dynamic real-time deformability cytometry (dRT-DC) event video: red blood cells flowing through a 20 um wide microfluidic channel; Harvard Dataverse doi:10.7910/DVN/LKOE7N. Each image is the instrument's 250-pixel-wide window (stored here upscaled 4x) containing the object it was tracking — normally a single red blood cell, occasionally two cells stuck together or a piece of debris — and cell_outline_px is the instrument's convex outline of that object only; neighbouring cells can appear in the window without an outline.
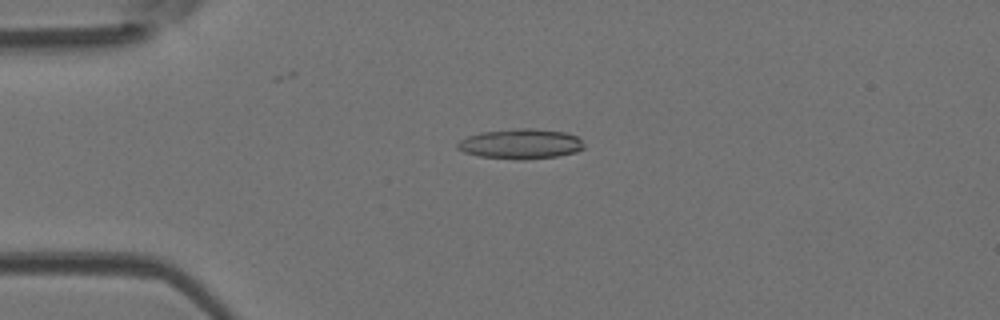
{"species": "Egyptian fruit bat (a non-hibernating species)", "species_latin": "Rousettus aegyptiacus", "temperature_condition": "room temperature", "stored_images_in_passage": 52, "camera_frame_rate_fps": 3000, "um_per_image_px": 0.085, "animal": {"sex": "female"}, "frame": {"image": 1, "passage_image": 13, "time_ms": 4.0, "image_size_px": [1000, 320], "cell_outline_px": [[584, 148], [576, 152], [556, 156], [524, 160], [520, 160], [480, 156], [464, 152], [456, 148], [456, 144], [460, 140], [468, 136], [480, 132], [520, 128], [532, 128], [564, 132], [576, 136], [584, 144]], "centroid_in_image_um": [44.24, 12.23], "position_along_channel_um": 40.8, "area_um2": 22.08}}
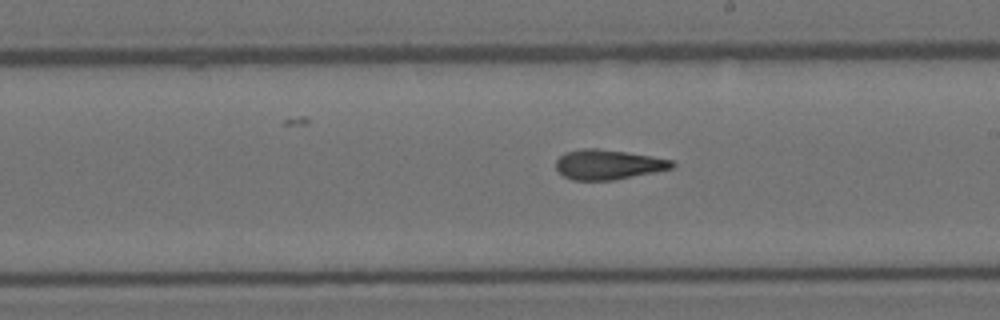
{"frame": {"image": 2, "passage_image": 30, "time_ms": 9.667, "image_size_px": [1000, 320], "cell_outline_px": [[676, 164], [672, 168], [656, 172], [612, 180], [572, 180], [564, 176], [556, 168], [556, 160], [564, 152], [584, 148], [596, 148], [652, 156], [672, 160]], "centroid_in_image_um": [51.69, 13.98], "position_along_channel_um": 237.3, "area_um2": 20.11}}
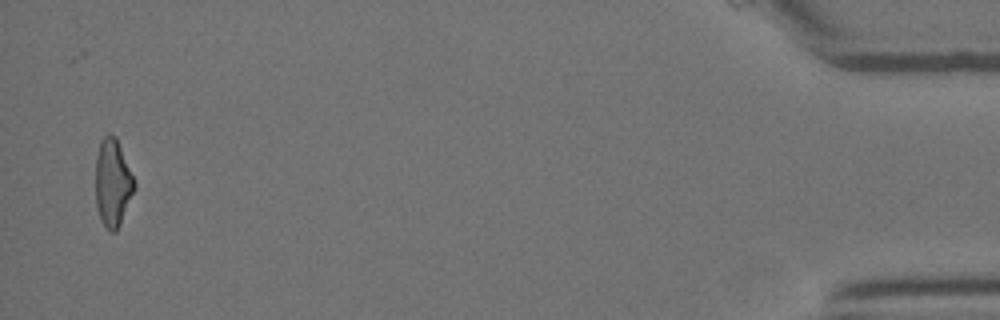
{"frame": {"image": 3, "passage_image": 51, "time_ms": 16.667, "image_size_px": [1000, 320], "cell_outline_px": [[136, 184], [120, 224], [116, 232], [112, 232], [100, 220], [96, 204], [96, 156], [100, 140], [108, 132], [112, 132], [116, 136], [136, 180]], "centroid_in_image_um": [9.58, 15.47], "position_along_channel_um": 425.6, "area_um2": 19.94}, "authors_computed_cell_mechanics": {"area_um2": 20.519, "velocity_mm_per_s": 3.9285, "shape_relaxation_time_tau1_ms": 6.3596, "shape_relaxation_time_tau2_ms": 3.5733, "deformation_change_tau1": 0.2064, "deformation_change_tau2": 0.1405}}